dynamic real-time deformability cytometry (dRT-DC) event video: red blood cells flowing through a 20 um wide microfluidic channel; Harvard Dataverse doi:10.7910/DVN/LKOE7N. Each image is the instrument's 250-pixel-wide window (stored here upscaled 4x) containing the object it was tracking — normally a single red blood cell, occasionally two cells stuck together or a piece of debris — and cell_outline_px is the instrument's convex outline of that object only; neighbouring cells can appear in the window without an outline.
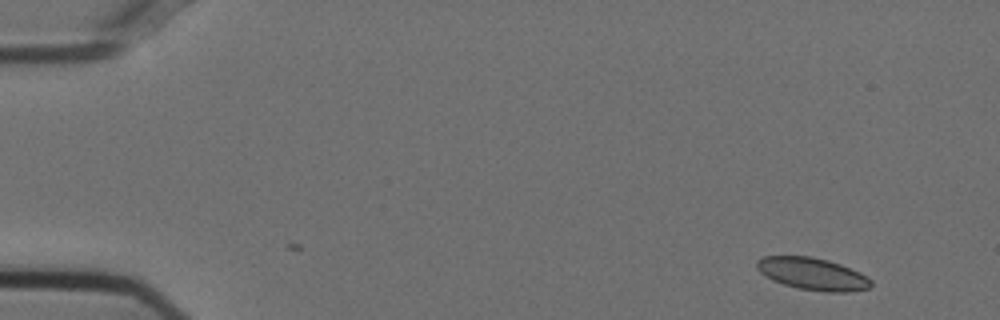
{"species": "Egyptian fruit bat (a non-hibernating species)", "species_latin": "Rousettus aegyptiacus", "temperature_condition": "cold", "stored_images_in_passage": 51, "camera_frame_rate_fps": 3000, "um_per_image_px": 0.085, "animal": {"sex": "female"}, "frame": {"image": 1, "passage_image": 1, "time_ms": 0.0, "image_size_px": [1000, 320], "cell_outline_px": [[872, 284], [868, 288], [848, 292], [828, 292], [800, 288], [784, 284], [772, 280], [760, 272], [756, 268], [756, 260], [764, 256], [812, 256], [828, 260], [840, 264], [860, 272], [868, 276], [872, 280]], "centroid_in_image_um": [69.07, 23.27], "position_along_channel_um": 15.9, "area_um2": 21.44}}
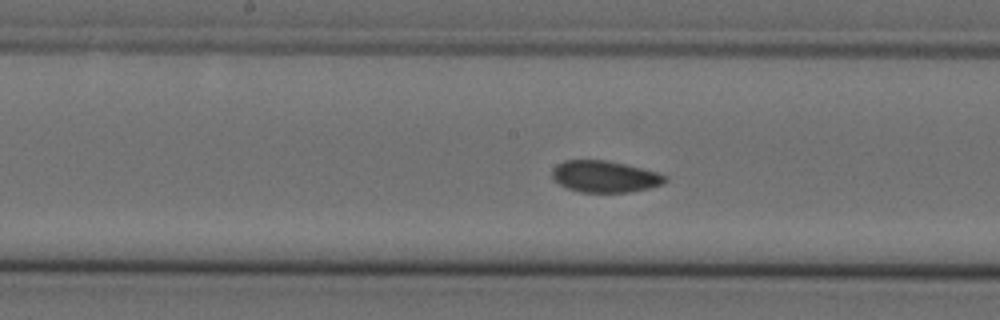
{"frame": {"image": 2, "passage_image": 25, "time_ms": 8.0, "image_size_px": [1000, 320], "cell_outline_px": [[668, 180], [664, 184], [648, 188], [628, 192], [580, 192], [568, 188], [552, 180], [552, 168], [556, 164], [564, 160], [604, 160], [624, 164], [656, 172], [668, 176]], "centroid_in_image_um": [51.38, 15.0], "position_along_channel_um": 196.8, "area_um2": 20.81}}
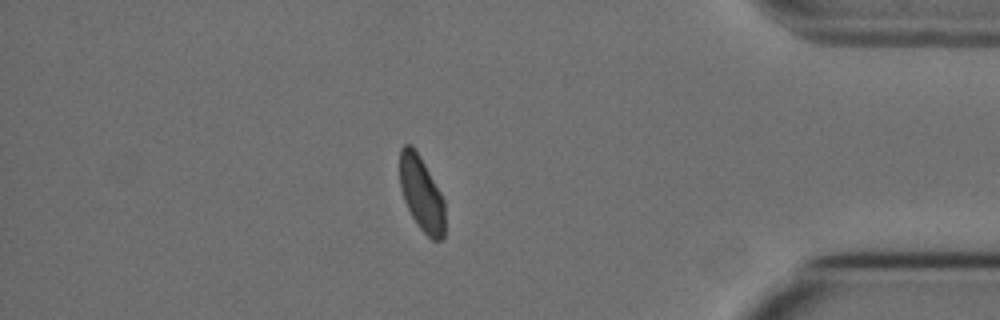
{"frame": {"image": 3, "passage_image": 44, "time_ms": 14.333, "image_size_px": [1000, 320], "cell_outline_px": [[444, 240], [432, 240], [420, 228], [412, 216], [404, 200], [400, 188], [400, 148], [404, 144], [412, 144], [420, 156], [440, 192], [444, 200]], "centroid_in_image_um": [35.82, 16.46], "position_along_channel_um": 399.4, "area_um2": 19.54}, "authors_computed_cell_mechanics": {"area_um2": 21.2126, "velocity_mm_per_s": 3.7041, "shape_relaxation_time_tau1_ms": null, "shape_relaxation_time_tau2_ms": 2.1938, "deformation_change_tau1": null, "deformation_change_tau2": 0.0438}}